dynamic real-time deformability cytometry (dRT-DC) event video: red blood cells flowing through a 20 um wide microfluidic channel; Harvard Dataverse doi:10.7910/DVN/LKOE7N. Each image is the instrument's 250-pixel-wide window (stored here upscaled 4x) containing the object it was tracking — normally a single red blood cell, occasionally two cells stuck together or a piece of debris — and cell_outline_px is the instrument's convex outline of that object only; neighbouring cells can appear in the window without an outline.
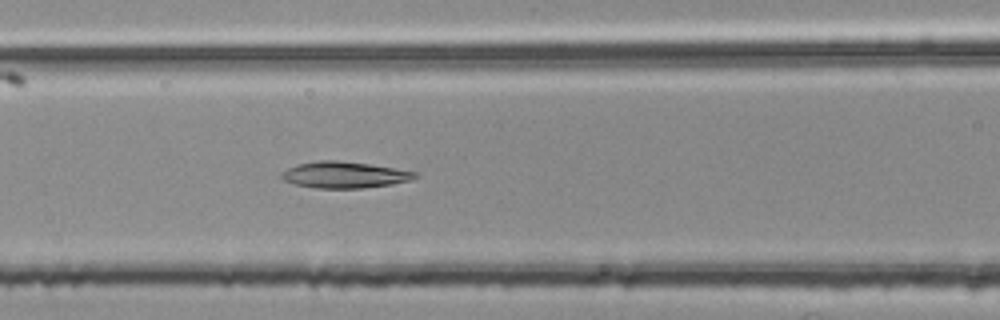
{"species": "common noctule bat (a hibernating species)", "species_latin": "Nyctalus noctula", "temperature_condition": "room temperature", "stored_images_in_passage": 45, "camera_frame_rate_fps": 3000, "um_per_image_px": 0.085, "animal": {"sex": "female", "body_mass_g": 25.1}, "frame": {"image": 1, "passage_image": 14, "time_ms": 4.333, "image_size_px": [1000, 320], "cell_outline_px": [[420, 176], [412, 180], [392, 184], [360, 188], [316, 188], [296, 184], [284, 180], [280, 176], [280, 172], [296, 164], [320, 160], [336, 160], [368, 164], [416, 172]], "centroid_in_image_um": [29.26, 14.86], "position_along_channel_um": 137.3, "area_um2": 20.4}}
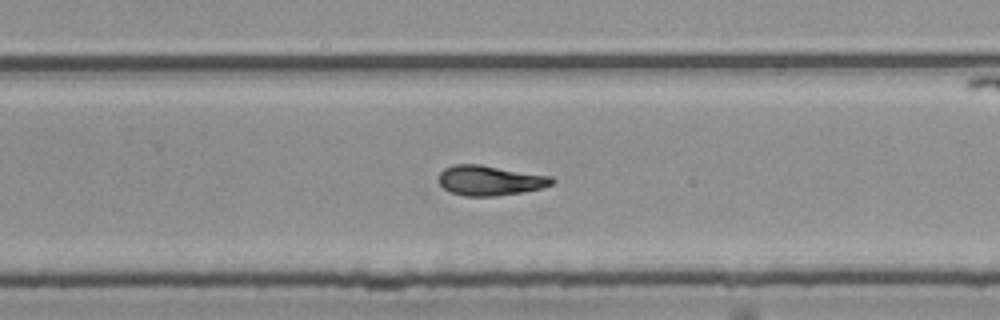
{"frame": {"image": 2, "passage_image": 26, "time_ms": 8.333, "image_size_px": [1000, 320], "cell_outline_px": [[556, 180], [552, 184], [540, 188], [520, 192], [496, 196], [464, 196], [448, 192], [436, 180], [440, 172], [444, 168], [452, 164], [480, 164], [552, 176]], "centroid_in_image_um": [41.59, 15.33], "position_along_channel_um": 288.2, "area_um2": 20.0}}
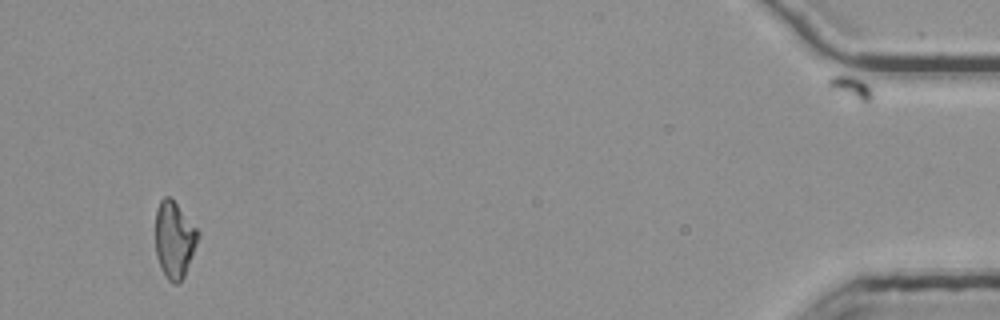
{"frame": {"image": 3, "passage_image": 43, "time_ms": 14.0, "image_size_px": [1000, 320], "cell_outline_px": [[200, 236], [184, 276], [180, 284], [172, 284], [168, 280], [160, 268], [156, 256], [156, 208], [160, 200], [164, 196], [168, 196], [176, 204], [200, 232]], "centroid_in_image_um": [14.81, 20.41], "position_along_channel_um": 420.4, "area_um2": 19.02}, "authors_computed_cell_mechanics": {"area_um2": 19.8832, "velocity_mm_per_s": 3.7845, "shape_relaxation_time_tau1_ms": null, "shape_relaxation_time_tau2_ms": 3.7155, "deformation_change_tau1": null, "deformation_change_tau2": 0.0853}}